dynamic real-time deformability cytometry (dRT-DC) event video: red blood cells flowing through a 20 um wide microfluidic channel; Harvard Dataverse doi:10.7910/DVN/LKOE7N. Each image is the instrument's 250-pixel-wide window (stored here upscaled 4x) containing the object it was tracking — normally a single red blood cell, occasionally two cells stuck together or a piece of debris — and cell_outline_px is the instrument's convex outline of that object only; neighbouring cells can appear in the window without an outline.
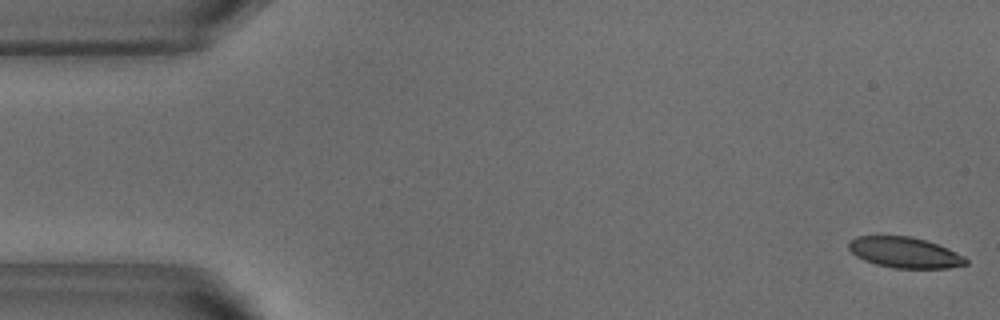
{"species": "common noctule bat (a hibernating species)", "species_latin": "Nyctalus noctula", "temperature_condition": "warm", "stored_images_in_passage": 52, "camera_frame_rate_fps": 3000, "um_per_image_px": 0.085, "animal": {"sex": "male", "body_mass_g": 18.8}, "frame": {"image": 1, "passage_image": 1, "time_ms": 0.0, "image_size_px": [1000, 320], "cell_outline_px": [[968, 264], [948, 268], [892, 268], [876, 264], [864, 260], [856, 256], [848, 248], [848, 240], [856, 236], [912, 236], [948, 248], [964, 256], [968, 260]], "centroid_in_image_um": [76.88, 21.46], "position_along_channel_um": 8.1, "area_um2": 21.04}}
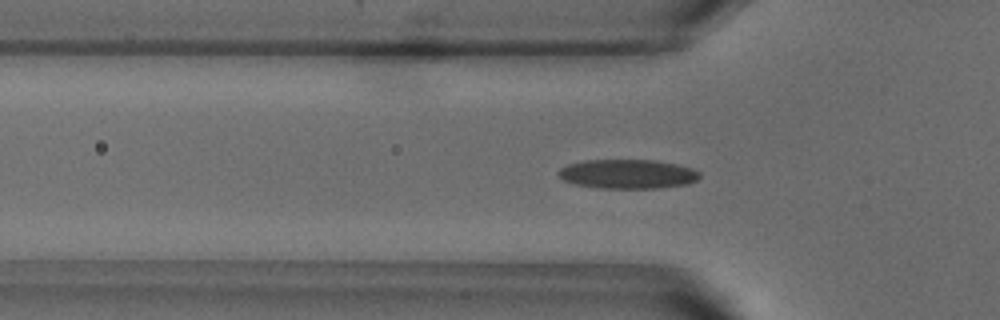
{"frame": {"image": 2, "passage_image": 16, "time_ms": 5.0, "image_size_px": [1000, 320], "cell_outline_px": [[700, 176], [696, 180], [688, 184], [660, 188], [596, 188], [572, 184], [564, 180], [556, 172], [560, 168], [568, 164], [584, 160], [656, 160], [676, 164], [692, 168], [700, 172]], "centroid_in_image_um": [53.33, 14.79], "position_along_channel_um": 72.5, "area_um2": 24.28}}
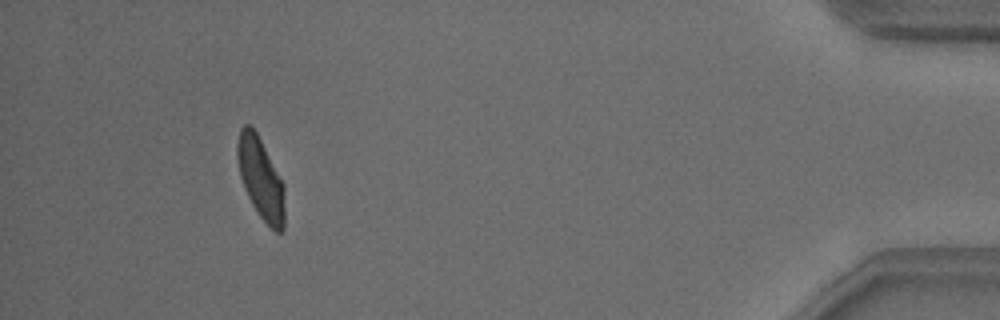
{"frame": {"image": 3, "passage_image": 48, "time_ms": 15.667, "image_size_px": [1000, 320], "cell_outline_px": [[284, 228], [280, 232], [276, 232], [256, 212], [244, 188], [240, 176], [236, 156], [236, 144], [240, 128], [244, 124], [248, 124], [256, 132], [284, 184]], "centroid_in_image_um": [22.14, 15.16], "position_along_channel_um": 413.1, "area_um2": 22.31}, "authors_computed_cell_mechanics": {"area_um2": 23.3223, "velocity_mm_per_s": 3.8117, "shape_relaxation_time_tau1_ms": 3.69, "shape_relaxation_time_tau2_ms": 1.235, "deformation_change_tau1": 0.1401, "deformation_change_tau2": 0.0854}}